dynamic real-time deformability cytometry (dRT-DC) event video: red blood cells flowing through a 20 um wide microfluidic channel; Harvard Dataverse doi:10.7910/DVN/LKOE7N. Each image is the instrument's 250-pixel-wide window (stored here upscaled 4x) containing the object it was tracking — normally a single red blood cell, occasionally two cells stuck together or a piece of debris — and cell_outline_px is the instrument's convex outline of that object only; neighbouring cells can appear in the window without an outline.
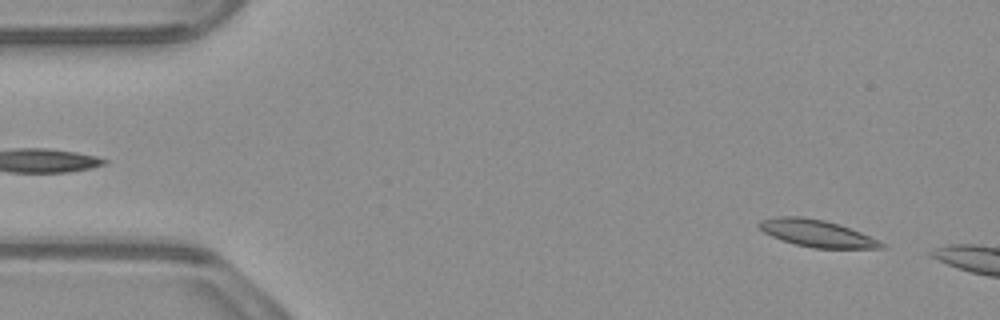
{"species": "common noctule bat (a hibernating species)", "species_latin": "Nyctalus noctula", "temperature_condition": "warm", "stored_images_in_passage": 8, "camera_frame_rate_fps": 3000, "um_per_image_px": 0.085, "animal": {"sex": "male", "body_mass_g": 23.1, "forearm_length_mm": 52.7}, "frame": {"image": 1, "passage_image": 4, "time_ms": 1.0, "image_size_px": [1000, 320], "cell_outline_px": [[888, 248], [812, 248], [796, 244], [772, 236], [764, 232], [756, 224], [760, 220], [776, 216], [800, 216], [824, 220], [840, 224], [860, 232], [888, 244]], "centroid_in_image_um": [69.46, 19.83], "position_along_channel_um": 15.5, "area_um2": 19.31}}